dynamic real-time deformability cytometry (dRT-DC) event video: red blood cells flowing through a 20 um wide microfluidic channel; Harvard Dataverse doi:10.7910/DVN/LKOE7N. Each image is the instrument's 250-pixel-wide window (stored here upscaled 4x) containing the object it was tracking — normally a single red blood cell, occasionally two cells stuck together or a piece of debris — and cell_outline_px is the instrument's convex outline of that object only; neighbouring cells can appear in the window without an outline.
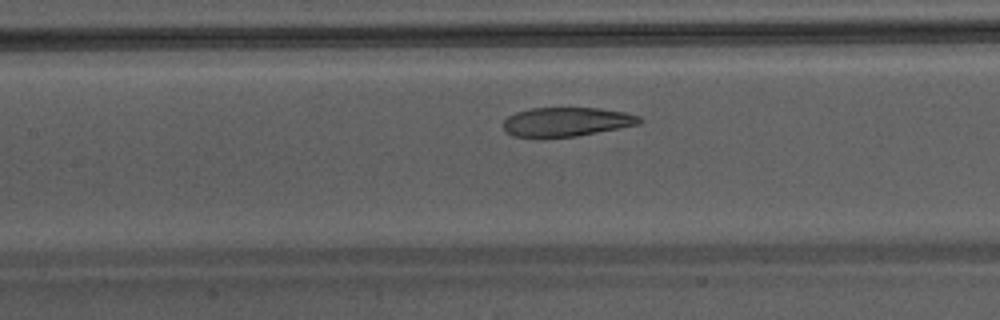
{"species": "Egyptian fruit bat (a non-hibernating species)", "species_latin": "Rousettus aegyptiacus", "temperature_condition": "warm", "stored_images_in_passage": 16, "camera_frame_rate_fps": 3000, "um_per_image_px": 0.085, "animal": {"sex": "male"}, "frame": {"image": 1, "passage_image": 12, "time_ms": 3.667, "image_size_px": [1000, 320], "cell_outline_px": [[644, 120], [640, 124], [620, 128], [576, 136], [544, 140], [536, 140], [512, 136], [504, 132], [504, 120], [508, 116], [516, 112], [532, 108], [600, 108], [624, 112], [640, 116]], "centroid_in_image_um": [48.09, 10.4], "position_along_channel_um": 159.3, "area_um2": 23.93}}
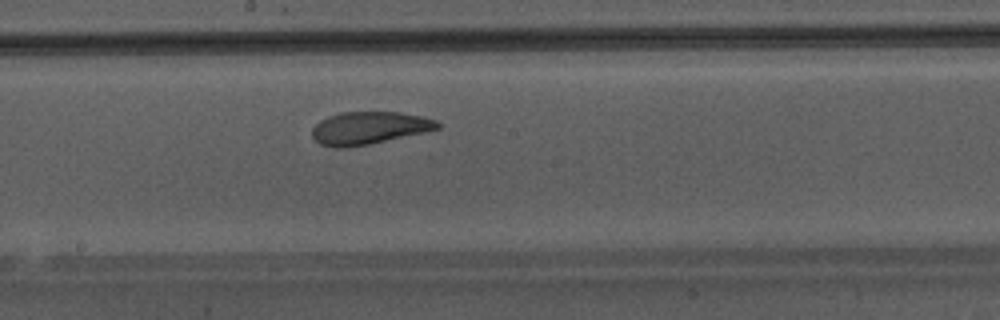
{"frame": {"image": 2, "passage_image": 16, "time_ms": 5.0, "image_size_px": [1000, 320], "cell_outline_px": [[444, 124], [440, 128], [428, 132], [368, 144], [344, 148], [336, 148], [320, 144], [312, 136], [312, 128], [320, 120], [328, 116], [340, 112], [400, 112], [424, 116], [436, 120]], "centroid_in_image_um": [31.42, 10.87], "position_along_channel_um": 216.8, "area_um2": 24.1}}